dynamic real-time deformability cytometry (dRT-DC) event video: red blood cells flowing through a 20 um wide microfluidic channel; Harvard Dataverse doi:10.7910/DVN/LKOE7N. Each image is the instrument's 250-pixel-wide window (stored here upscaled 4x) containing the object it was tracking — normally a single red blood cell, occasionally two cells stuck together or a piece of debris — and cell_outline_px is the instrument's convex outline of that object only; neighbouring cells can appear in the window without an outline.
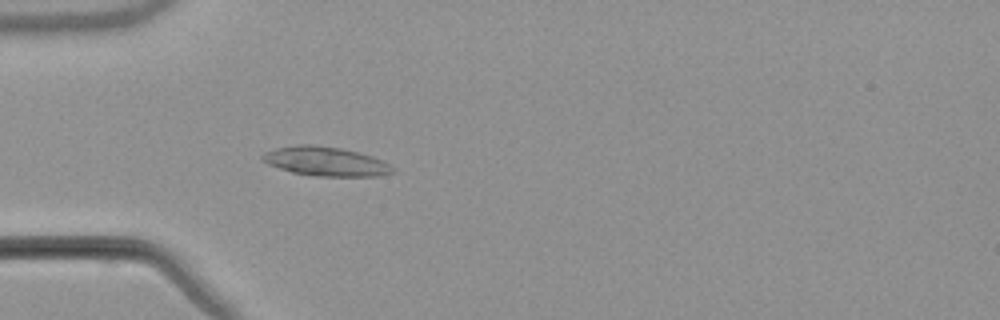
{"species": "common noctule bat (a hibernating species)", "species_latin": "Nyctalus noctula", "temperature_condition": "warm", "stored_images_in_passage": 46, "camera_frame_rate_fps": 3000, "um_per_image_px": 0.085, "animal": {"sex": "male", "body_mass_g": 21.5, "forearm_length_mm": 52.0}, "frame": {"image": 1, "passage_image": 9, "time_ms": 2.667, "image_size_px": [1000, 320], "cell_outline_px": [[396, 172], [380, 176], [320, 176], [292, 172], [268, 164], [260, 160], [260, 156], [264, 152], [276, 148], [296, 144], [312, 144], [340, 148], [372, 156], [384, 160], [396, 168]], "centroid_in_image_um": [27.7, 13.71], "position_along_channel_um": 57.3, "area_um2": 22.31}}
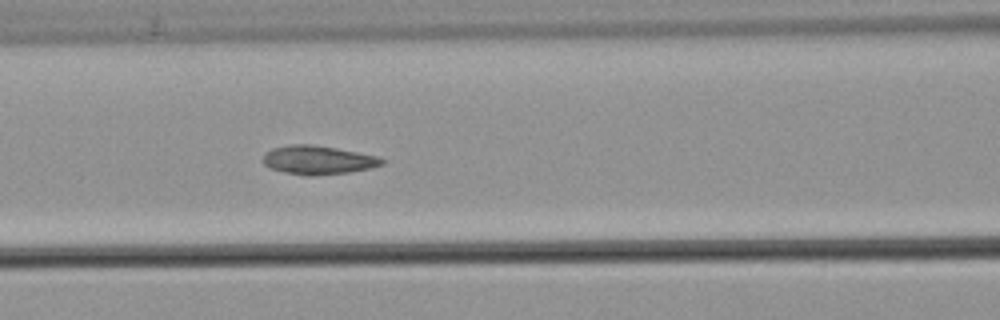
{"frame": {"image": 2, "passage_image": 16, "time_ms": 5.0, "image_size_px": [1000, 320], "cell_outline_px": [[384, 164], [368, 168], [348, 172], [312, 176], [308, 176], [284, 172], [268, 168], [264, 164], [264, 152], [272, 148], [288, 144], [312, 144], [336, 148], [376, 156], [384, 160]], "centroid_in_image_um": [26.97, 13.59], "position_along_channel_um": 139.6, "area_um2": 19.83}}
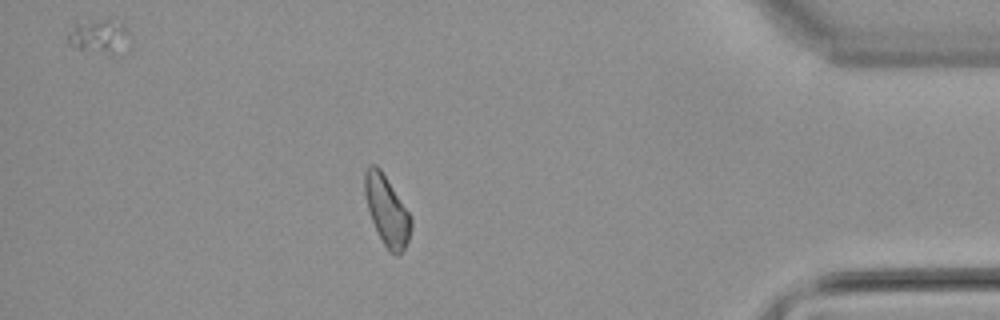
{"frame": {"image": 3, "passage_image": 40, "time_ms": 13.0, "image_size_px": [1000, 320], "cell_outline_px": [[412, 228], [408, 240], [404, 248], [396, 256], [388, 252], [372, 220], [368, 208], [364, 192], [364, 172], [368, 164], [376, 164], [380, 168], [408, 212], [412, 220]], "centroid_in_image_um": [32.87, 17.88], "position_along_channel_um": 402.3, "area_um2": 18.5}, "authors_computed_cell_mechanics": {"area_um2": 19.0451, "velocity_mm_per_s": 3.7866, "shape_relaxation_time_tau1_ms": null, "shape_relaxation_time_tau2_ms": 2.7861, "deformation_change_tau1": null, "deformation_change_tau2": 0.055}}